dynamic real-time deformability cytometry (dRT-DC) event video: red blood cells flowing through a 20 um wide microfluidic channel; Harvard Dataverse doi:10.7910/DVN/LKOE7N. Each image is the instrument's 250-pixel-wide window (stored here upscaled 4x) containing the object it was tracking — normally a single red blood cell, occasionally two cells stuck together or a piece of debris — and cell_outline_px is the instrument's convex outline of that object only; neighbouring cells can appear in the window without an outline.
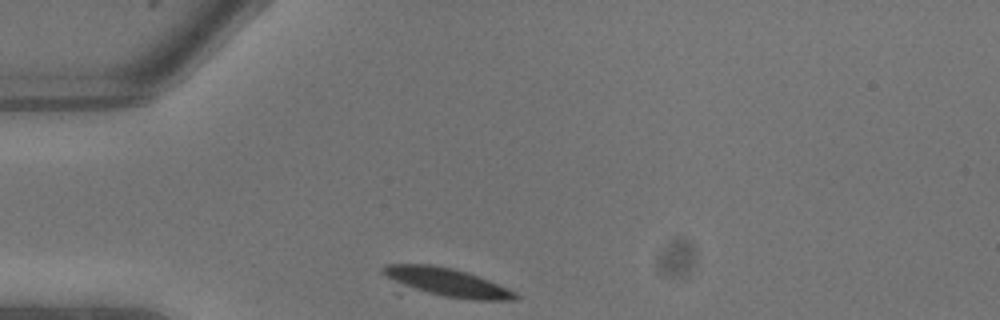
{"species": "common noctule bat (a hibernating species)", "species_latin": "Nyctalus noctula", "temperature_condition": "warm", "stored_images_in_passage": 7, "camera_frame_rate_fps": 3000, "um_per_image_px": 0.085, "animal": {"sex": "male", "body_mass_g": 13.3}, "frame": {"image": 1, "passage_image": 1, "time_ms": 0.0, "image_size_px": [1000, 320], "cell_outline_px": [[520, 296], [516, 300], [476, 300], [400, 296], [396, 292], [380, 272], [380, 268], [384, 264], [428, 264], [452, 268], [488, 280], [516, 292]], "centroid_in_image_um": [37.61, 24.08], "position_along_channel_um": 47.4, "area_um2": 24.68}}
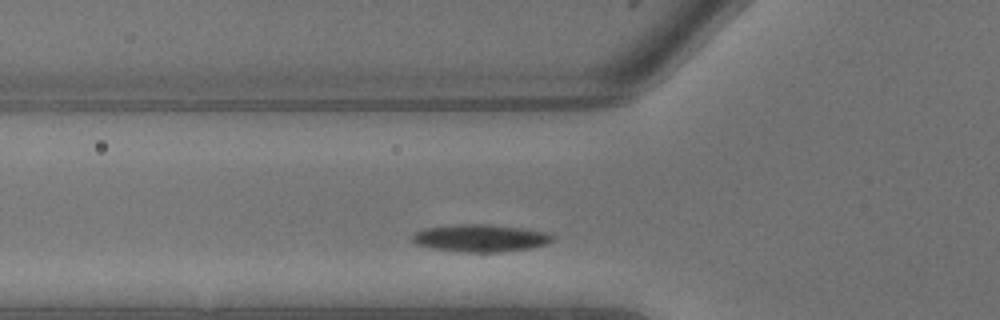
{"frame": {"image": 2, "passage_image": 3, "time_ms": 0.667, "image_size_px": [1000, 320], "cell_outline_px": [[556, 240], [548, 244], [528, 248], [500, 252], [464, 252], [432, 248], [416, 244], [412, 240], [412, 236], [416, 232], [424, 228], [452, 224], [492, 224], [548, 232], [556, 236]], "centroid_in_image_um": [40.88, 20.23], "position_along_channel_um": 84.9, "area_um2": 22.6}}